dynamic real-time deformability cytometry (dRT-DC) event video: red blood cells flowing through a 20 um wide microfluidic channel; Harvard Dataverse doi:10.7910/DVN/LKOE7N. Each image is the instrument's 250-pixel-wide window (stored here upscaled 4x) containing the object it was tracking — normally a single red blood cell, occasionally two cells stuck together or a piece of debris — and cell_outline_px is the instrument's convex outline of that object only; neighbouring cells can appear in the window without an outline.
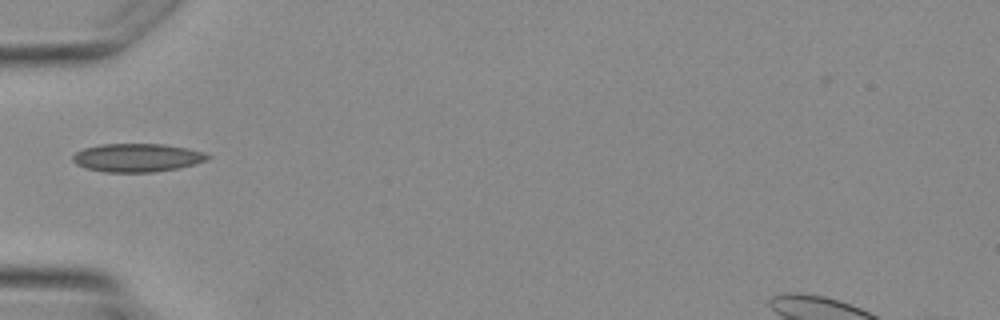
{"species": "Egyptian fruit bat (a non-hibernating species)", "species_latin": "Rousettus aegyptiacus", "temperature_condition": "warm", "stored_images_in_passage": 1, "camera_frame_rate_fps": 3000, "um_per_image_px": 0.085, "animal": {"sex": "female"}, "frame": {"image": 1, "passage_image": 1, "time_ms": 0.0, "image_size_px": [1000, 320], "cell_outline_px": [[212, 156], [196, 164], [176, 168], [152, 172], [104, 172], [88, 168], [76, 164], [72, 160], [72, 156], [76, 152], [84, 148], [100, 144], [164, 144], [184, 148], [200, 152]], "centroid_in_image_um": [11.6, 13.4], "position_along_channel_um": 73.4, "area_um2": 21.96}}